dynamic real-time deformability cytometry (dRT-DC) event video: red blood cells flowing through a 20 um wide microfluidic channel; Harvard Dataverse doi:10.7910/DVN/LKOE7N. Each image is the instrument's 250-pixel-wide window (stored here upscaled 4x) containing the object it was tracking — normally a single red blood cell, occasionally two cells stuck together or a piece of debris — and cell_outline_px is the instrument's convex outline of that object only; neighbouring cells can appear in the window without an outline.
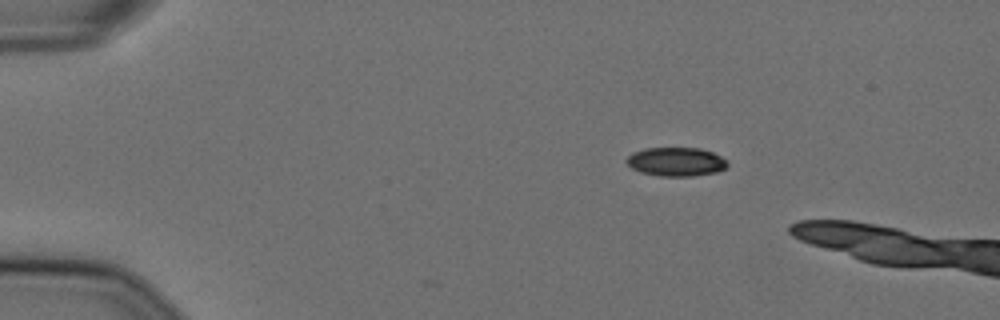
{"species": "Egyptian fruit bat (a non-hibernating species)", "species_latin": "Rousettus aegyptiacus", "temperature_condition": "cold", "stored_images_in_passage": 6, "camera_frame_rate_fps": 3000, "um_per_image_px": 0.085, "animal": {"sex": "female"}, "frame": {"image": 1, "passage_image": 1, "time_ms": 0.0, "image_size_px": [1000, 320], "cell_outline_px": [[728, 164], [724, 168], [716, 172], [692, 176], [660, 176], [640, 172], [632, 168], [624, 160], [632, 152], [644, 148], [700, 148], [712, 152], [728, 160]], "centroid_in_image_um": [57.45, 13.74], "position_along_channel_um": 27.6, "area_um2": 16.99}}